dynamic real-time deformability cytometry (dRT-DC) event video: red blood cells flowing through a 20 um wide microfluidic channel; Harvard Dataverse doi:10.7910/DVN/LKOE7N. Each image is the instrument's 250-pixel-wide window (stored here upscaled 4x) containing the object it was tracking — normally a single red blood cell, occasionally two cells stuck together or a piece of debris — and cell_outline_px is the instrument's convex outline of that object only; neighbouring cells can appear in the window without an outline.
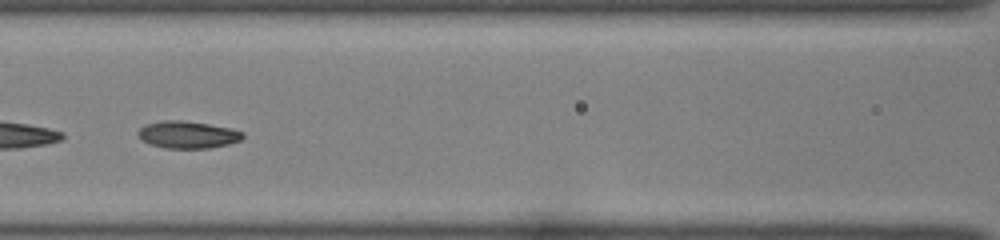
{"species": "common noctule bat (a hibernating species)", "species_latin": "Nyctalus noctula", "temperature_condition": "room temperature", "stored_images_in_passage": 37, "camera_frame_rate_fps": 3000, "um_per_image_px": 0.085, "animal": {"sex": "female", "body_mass_g": 22.0, "forearm_length_mm": 56.7}, "frame": {"image": 1, "passage_image": 17, "time_ms": 5.333, "image_size_px": [1000, 240], "cell_outline_px": [[244, 136], [240, 140], [228, 144], [208, 148], [164, 148], [148, 144], [140, 140], [136, 132], [144, 124], [160, 120], [180, 120], [208, 124], [232, 128], [244, 132]], "centroid_in_image_um": [15.9, 11.44], "position_along_channel_um": 150.7, "area_um2": 16.82}}
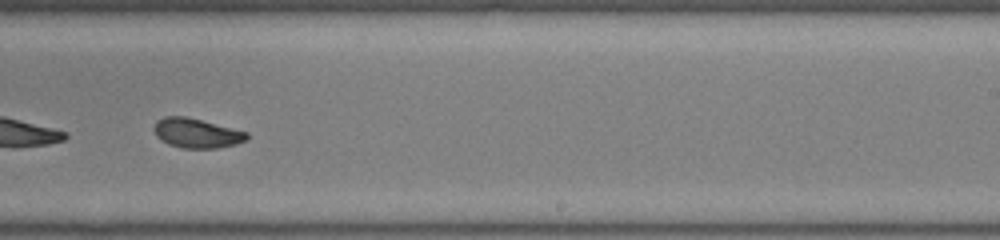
{"frame": {"image": 2, "passage_image": 26, "time_ms": 8.333, "image_size_px": [1000, 240], "cell_outline_px": [[248, 140], [236, 144], [216, 148], [180, 148], [168, 144], [160, 140], [156, 136], [152, 128], [156, 120], [164, 116], [184, 116], [248, 132]], "centroid_in_image_um": [16.67, 11.32], "position_along_channel_um": 272.3, "area_um2": 16.07}}
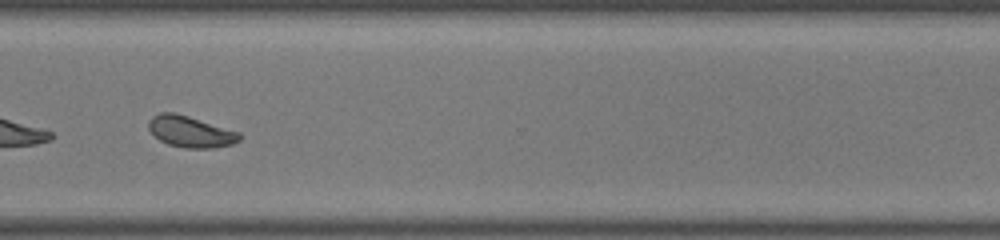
{"frame": {"image": 3, "passage_image": 32, "time_ms": 10.333, "image_size_px": [1000, 240], "cell_outline_px": [[240, 140], [232, 144], [212, 148], [184, 148], [168, 144], [160, 140], [148, 128], [148, 120], [152, 116], [160, 112], [176, 112], [240, 132]], "centroid_in_image_um": [16.18, 11.18], "position_along_channel_um": 354.4, "area_um2": 16.59}, "authors_computed_cell_mechanics": {"area_um2": 16.5886, "velocity_mm_per_s": 4.077, "shape_relaxation_time_tau1_ms": 3.1172, "shape_relaxation_time_tau2_ms": 1.9499, "deformation_change_tau1": 0.1272, "deformation_change_tau2": 0.0648}}